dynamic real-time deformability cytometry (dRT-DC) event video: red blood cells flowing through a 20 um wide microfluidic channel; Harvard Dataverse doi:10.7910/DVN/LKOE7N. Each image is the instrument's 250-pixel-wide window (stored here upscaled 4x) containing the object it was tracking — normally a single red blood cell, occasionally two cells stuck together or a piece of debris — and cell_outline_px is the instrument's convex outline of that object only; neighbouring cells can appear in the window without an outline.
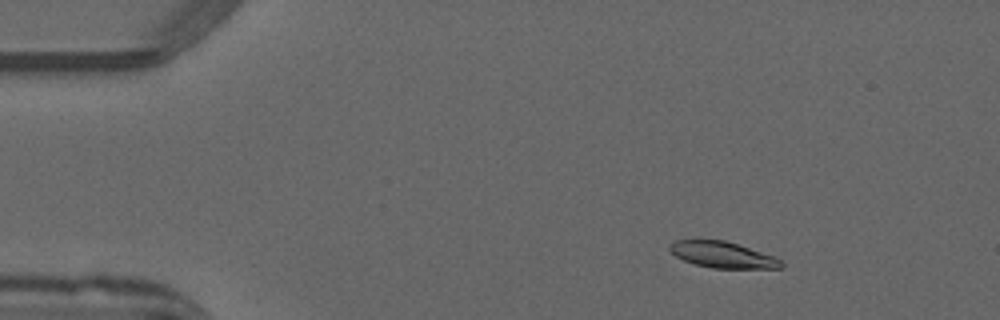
{"species": "common noctule bat (a hibernating species)", "species_latin": "Nyctalus noctula", "temperature_condition": "warm", "stored_images_in_passage": 51, "camera_frame_rate_fps": 3000, "um_per_image_px": 0.085, "animal": {"sex": "male", "forearm_length_mm": 52.5}, "frame": {"image": 1, "passage_image": 7, "time_ms": 2.0, "image_size_px": [1000, 320], "cell_outline_px": [[784, 268], [712, 268], [696, 264], [684, 260], [676, 256], [668, 248], [676, 240], [724, 240], [772, 256], [780, 260], [784, 264]], "centroid_in_image_um": [61.42, 21.66], "position_along_channel_um": 23.6, "area_um2": 16.53}}
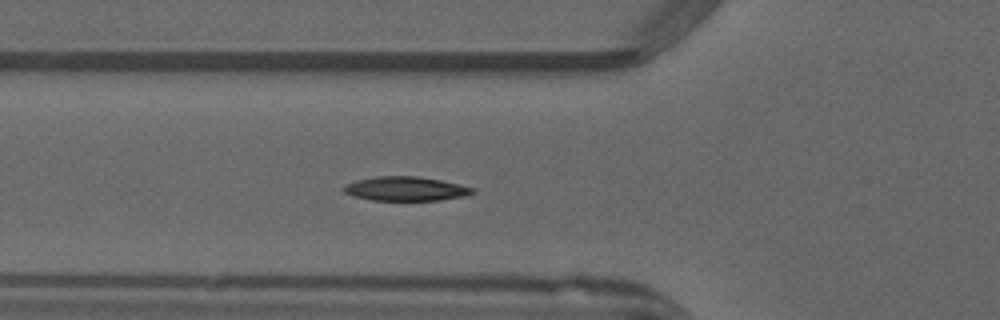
{"frame": {"image": 2, "passage_image": 18, "time_ms": 5.667, "image_size_px": [1000, 320], "cell_outline_px": [[476, 192], [464, 196], [440, 200], [372, 200], [352, 196], [344, 192], [344, 184], [356, 180], [376, 176], [416, 176], [440, 180], [476, 188]], "centroid_in_image_um": [34.48, 16.04], "position_along_channel_um": 91.3, "area_um2": 18.15}}
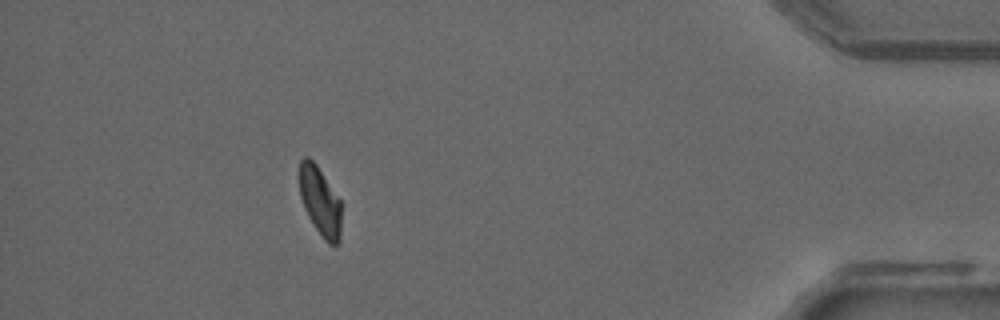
{"frame": {"image": 3, "passage_image": 46, "time_ms": 15.0, "image_size_px": [1000, 320], "cell_outline_px": [[340, 240], [336, 244], [328, 244], [324, 240], [308, 216], [304, 208], [300, 196], [300, 160], [304, 156], [308, 156], [316, 164], [340, 200]], "centroid_in_image_um": [27.19, 17.1], "position_along_channel_um": 408.0, "area_um2": 16.53}, "authors_computed_cell_mechanics": {"area_um2": 17.9758, "velocity_mm_per_s": 3.9829, "shape_relaxation_time_tau1_ms": 5.9496, "shape_relaxation_time_tau2_ms": 3.6963, "deformation_change_tau1": 0.1717, "deformation_change_tau2": 0.0762}}